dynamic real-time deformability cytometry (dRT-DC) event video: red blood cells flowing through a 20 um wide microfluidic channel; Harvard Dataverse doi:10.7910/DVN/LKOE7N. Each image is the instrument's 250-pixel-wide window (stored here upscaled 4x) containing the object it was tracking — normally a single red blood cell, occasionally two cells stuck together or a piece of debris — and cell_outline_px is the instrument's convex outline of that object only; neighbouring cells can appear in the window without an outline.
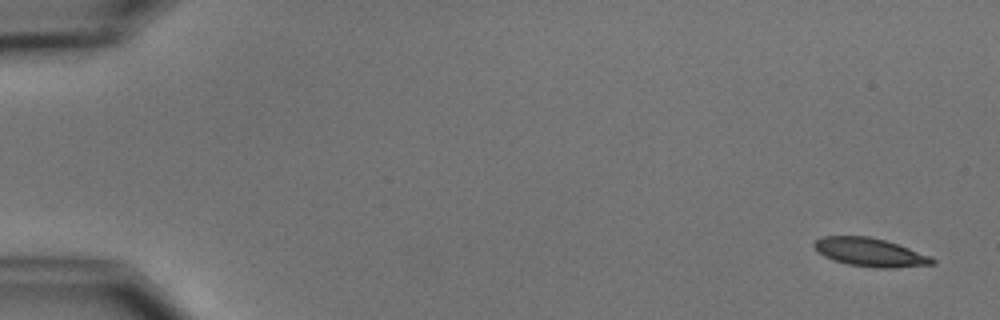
{"species": "common noctule bat (a hibernating species)", "species_latin": "Nyctalus noctula", "temperature_condition": "cold", "stored_images_in_passage": 4, "camera_frame_rate_fps": 3000, "um_per_image_px": 0.085, "animal": {"sex": "male", "body_mass_g": 15.6}, "frame": {"image": 1, "passage_image": 1, "time_ms": 0.0, "image_size_px": [1000, 320], "cell_outline_px": [[936, 264], [892, 268], [876, 268], [848, 264], [832, 260], [824, 256], [812, 244], [816, 240], [824, 236], [868, 236], [884, 240], [908, 248], [928, 256], [936, 260]], "centroid_in_image_um": [73.94, 21.45], "position_along_channel_um": 11.1, "area_um2": 19.31}}
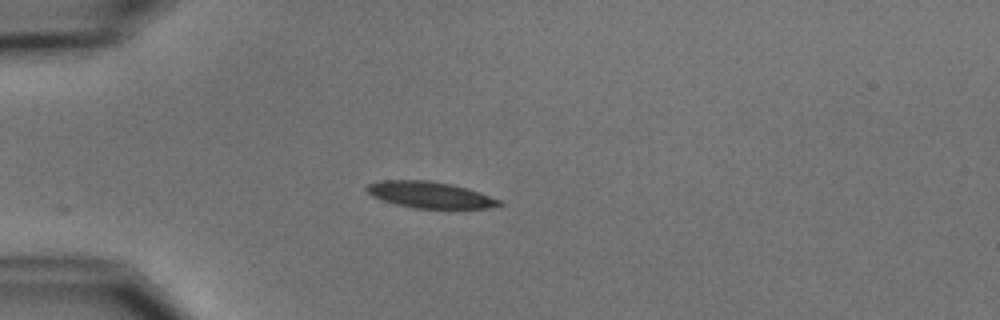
{"frame": {"image": 2, "passage_image": 4, "time_ms": 4.333, "image_size_px": [1000, 320], "cell_outline_px": [[504, 204], [488, 208], [412, 208], [396, 204], [372, 196], [364, 188], [368, 184], [380, 180], [428, 180], [452, 184], [468, 188], [504, 200]], "centroid_in_image_um": [36.59, 16.55], "position_along_channel_um": 48.4, "area_um2": 20.52}}